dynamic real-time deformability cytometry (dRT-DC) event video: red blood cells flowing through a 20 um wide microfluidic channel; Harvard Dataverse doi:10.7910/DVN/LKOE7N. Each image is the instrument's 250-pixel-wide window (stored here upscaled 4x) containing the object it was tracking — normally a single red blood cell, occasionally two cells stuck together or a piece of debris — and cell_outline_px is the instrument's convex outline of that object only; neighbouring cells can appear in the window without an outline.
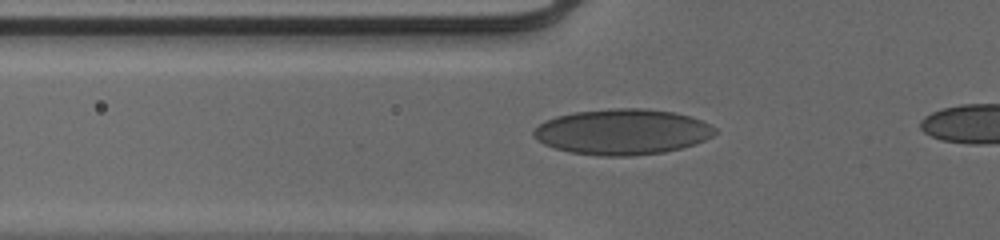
{"species": "human", "species_latin": "Homo sapiens", "temperature_condition": "cold", "stored_images_in_passage": 36, "camera_frame_rate_fps": 3000, "um_per_image_px": 0.085, "donor": {"sex": "male"}, "frame": {"image": 1, "passage_image": 7, "time_ms": 2.0, "image_size_px": [1000, 240], "cell_outline_px": [[716, 132], [712, 136], [696, 144], [664, 152], [632, 156], [600, 156], [572, 152], [556, 148], [544, 144], [532, 136], [532, 132], [544, 120], [556, 116], [572, 112], [612, 108], [644, 108], [672, 112], [692, 116], [716, 128]], "centroid_in_image_um": [52.89, 11.2], "position_along_channel_um": 72.9, "area_um2": 48.26}}
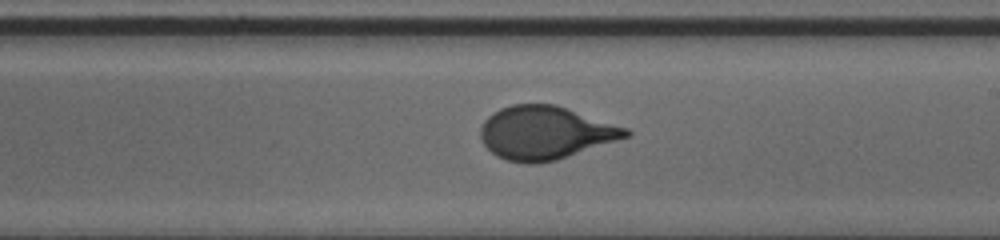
{"frame": {"image": 2, "passage_image": 20, "time_ms": 6.333, "image_size_px": [1000, 240], "cell_outline_px": [[632, 132], [628, 136], [556, 160], [536, 164], [524, 164], [508, 160], [496, 156], [484, 144], [480, 136], [480, 128], [484, 120], [492, 112], [500, 108], [512, 104], [556, 104], [628, 128]], "centroid_in_image_um": [46.31, 11.28], "position_along_channel_um": 242.7, "area_um2": 44.97}}
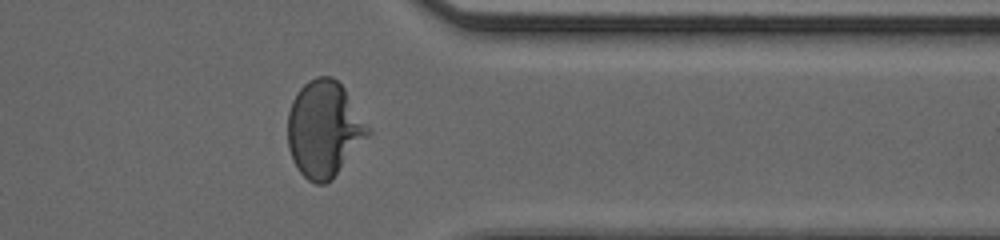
{"frame": {"image": 3, "passage_image": 31, "time_ms": 10.0, "image_size_px": [1000, 240], "cell_outline_px": [[372, 132], [332, 180], [324, 184], [316, 184], [308, 180], [296, 168], [292, 160], [288, 148], [288, 112], [292, 100], [300, 88], [308, 80], [316, 76], [332, 76], [344, 88]], "centroid_in_image_um": [27.53, 10.98], "position_along_channel_um": 383.9, "area_um2": 45.03}}